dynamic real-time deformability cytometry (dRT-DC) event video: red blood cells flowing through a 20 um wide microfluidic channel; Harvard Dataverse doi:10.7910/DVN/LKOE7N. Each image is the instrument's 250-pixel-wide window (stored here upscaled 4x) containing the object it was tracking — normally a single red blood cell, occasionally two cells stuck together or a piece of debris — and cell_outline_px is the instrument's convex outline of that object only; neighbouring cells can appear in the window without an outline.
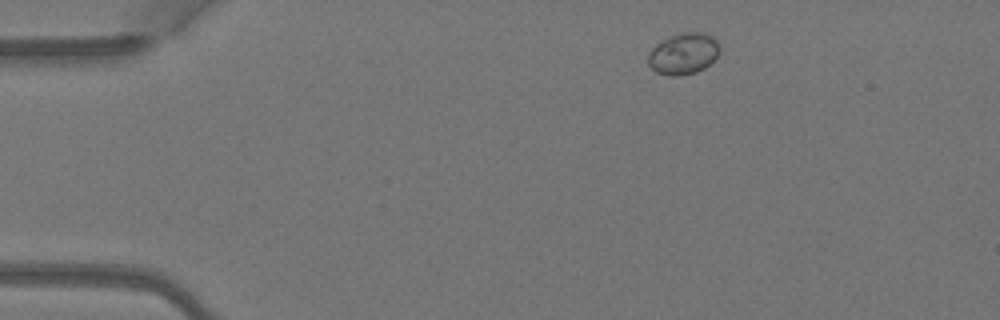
{"species": "Egyptian fruit bat (a non-hibernating species)", "species_latin": "Rousettus aegyptiacus", "temperature_condition": "warm", "stored_images_in_passage": 4, "camera_frame_rate_fps": 3000, "um_per_image_px": 0.085, "animal": {"sex": "female"}, "frame": {"image": 1, "passage_image": 1, "time_ms": 0.0, "image_size_px": [1000, 320], "cell_outline_px": [[720, 52], [704, 68], [696, 72], [680, 76], [668, 76], [656, 72], [648, 64], [648, 52], [660, 40], [684, 32], [704, 32], [712, 36], [720, 44]], "centroid_in_image_um": [58.08, 4.56], "position_along_channel_um": 26.9, "area_um2": 17.34}}
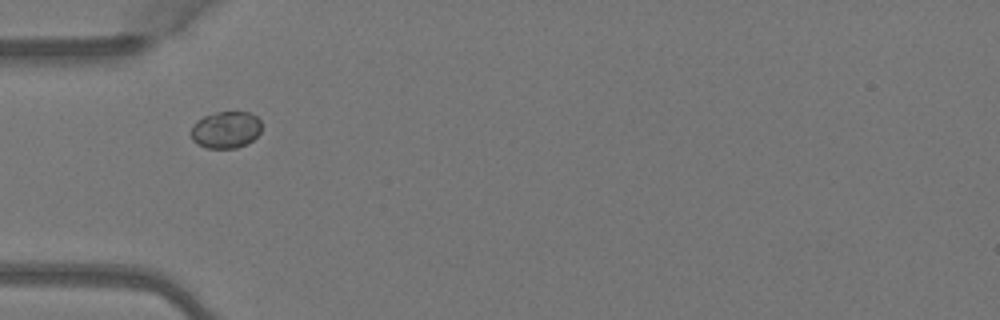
{"frame": {"image": 2, "passage_image": 3, "time_ms": 0.667, "image_size_px": [1000, 320], "cell_outline_px": [[260, 132], [248, 144], [236, 148], [208, 148], [196, 144], [192, 140], [192, 124], [196, 120], [204, 116], [216, 112], [248, 112], [256, 116], [260, 120]], "centroid_in_image_um": [19.18, 11.03], "position_along_channel_um": 65.8, "area_um2": 15.2}}
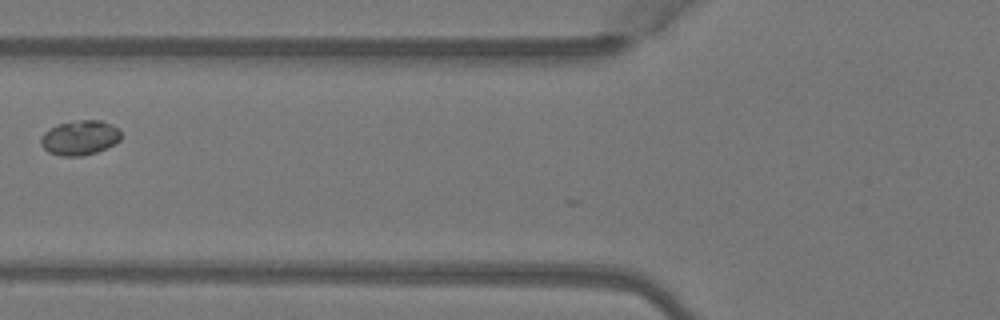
{"frame": {"image": 3, "passage_image": 4, "time_ms": 1.0, "image_size_px": [1000, 320], "cell_outline_px": [[120, 140], [96, 152], [80, 156], [60, 156], [48, 152], [40, 144], [40, 140], [44, 132], [60, 124], [80, 120], [100, 120], [112, 124], [120, 132]], "centroid_in_image_um": [6.76, 11.71], "position_along_channel_um": 119.0, "area_um2": 15.9}}